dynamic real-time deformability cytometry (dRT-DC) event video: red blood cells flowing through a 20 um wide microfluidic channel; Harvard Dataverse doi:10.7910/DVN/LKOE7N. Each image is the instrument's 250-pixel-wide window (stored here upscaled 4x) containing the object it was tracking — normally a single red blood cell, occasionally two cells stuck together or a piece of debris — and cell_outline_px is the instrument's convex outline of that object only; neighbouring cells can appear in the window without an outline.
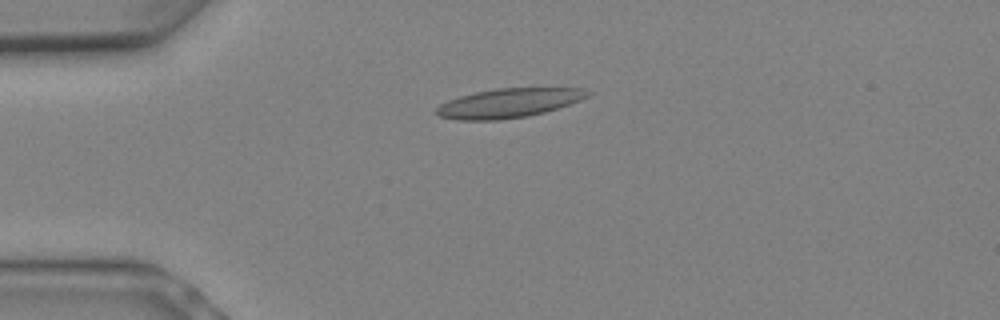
{"species": "Egyptian fruit bat (a non-hibernating species)", "species_latin": "Rousettus aegyptiacus", "temperature_condition": "warm", "stored_images_in_passage": 5, "camera_frame_rate_fps": 3000, "um_per_image_px": 0.085, "animal": {"sex": "female"}, "frame": {"image": 1, "passage_image": 1, "time_ms": 0.0, "image_size_px": [1000, 320], "cell_outline_px": [[596, 92], [580, 100], [544, 112], [528, 116], [500, 120], [456, 120], [440, 116], [436, 112], [436, 108], [440, 104], [448, 100], [460, 96], [476, 92], [496, 88], [584, 88]], "centroid_in_image_um": [43.27, 8.75], "position_along_channel_um": 41.7, "area_um2": 25.72}}
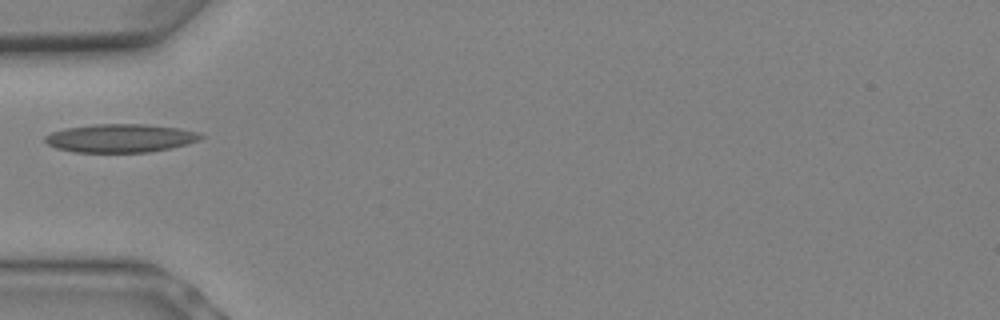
{"frame": {"image": 2, "passage_image": 3, "time_ms": 0.667, "image_size_px": [1000, 320], "cell_outline_px": [[204, 136], [200, 140], [188, 144], [172, 148], [148, 152], [72, 152], [56, 148], [48, 144], [44, 140], [44, 136], [52, 132], [64, 128], [96, 124], [148, 124], [180, 128], [196, 132]], "centroid_in_image_um": [10.24, 11.74], "position_along_channel_um": 74.8, "area_um2": 25.89}}
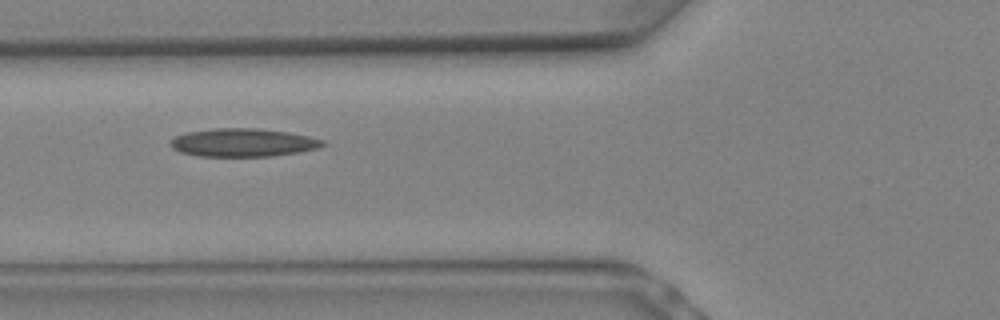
{"frame": {"image": 3, "passage_image": 4, "time_ms": 1.0, "image_size_px": [1000, 320], "cell_outline_px": [[328, 144], [316, 148], [296, 152], [272, 156], [200, 156], [180, 152], [172, 148], [172, 140], [176, 136], [188, 132], [216, 128], [256, 128], [288, 132], [308, 136], [324, 140]], "centroid_in_image_um": [20.68, 12.11], "position_along_channel_um": 105.1, "area_um2": 24.74}}